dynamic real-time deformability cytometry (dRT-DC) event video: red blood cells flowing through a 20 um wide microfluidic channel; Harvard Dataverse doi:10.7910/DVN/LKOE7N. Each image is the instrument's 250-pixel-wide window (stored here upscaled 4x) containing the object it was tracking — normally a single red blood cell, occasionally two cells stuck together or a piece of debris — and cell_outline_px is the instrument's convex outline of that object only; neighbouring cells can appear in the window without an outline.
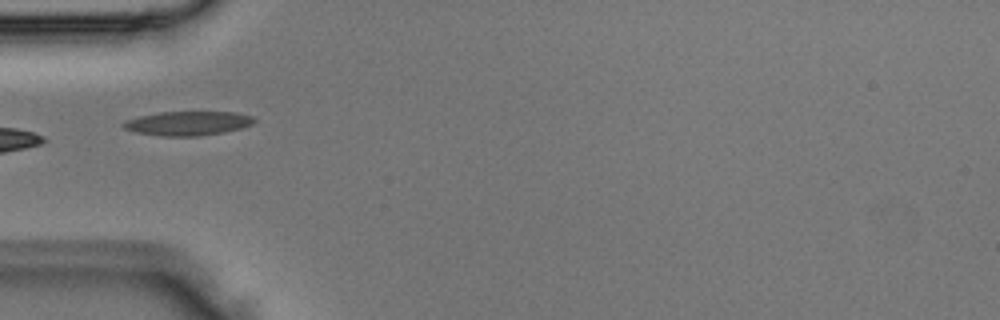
{"species": "Egyptian fruit bat (a non-hibernating species)", "species_latin": "Rousettus aegyptiacus", "temperature_condition": "room temperature", "stored_images_in_passage": 4, "camera_frame_rate_fps": 3000, "um_per_image_px": 0.085, "animal": {"sex": "male"}, "frame": {"image": 1, "passage_image": 3, "time_ms": 0.667, "image_size_px": [1000, 320], "cell_outline_px": [[256, 120], [252, 124], [240, 128], [224, 132], [200, 136], [160, 136], [136, 132], [124, 128], [120, 124], [124, 120], [140, 116], [160, 112], [236, 112], [252, 116]], "centroid_in_image_um": [15.94, 10.48], "position_along_channel_um": 69.1, "area_um2": 18.44}}
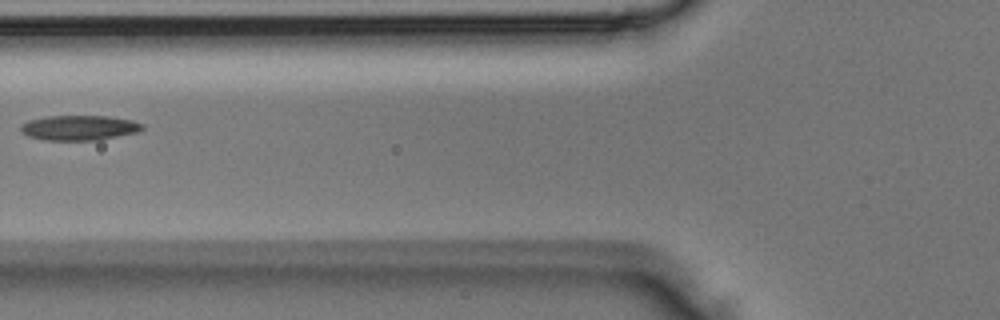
{"frame": {"image": 2, "passage_image": 4, "time_ms": 1.0, "image_size_px": [1000, 320], "cell_outline_px": [[144, 128], [140, 132], [100, 140], [44, 140], [28, 136], [20, 132], [20, 124], [28, 120], [44, 116], [108, 116], [132, 120], [144, 124]], "centroid_in_image_um": [6.73, 10.86], "position_along_channel_um": 119.1, "area_um2": 18.03}}